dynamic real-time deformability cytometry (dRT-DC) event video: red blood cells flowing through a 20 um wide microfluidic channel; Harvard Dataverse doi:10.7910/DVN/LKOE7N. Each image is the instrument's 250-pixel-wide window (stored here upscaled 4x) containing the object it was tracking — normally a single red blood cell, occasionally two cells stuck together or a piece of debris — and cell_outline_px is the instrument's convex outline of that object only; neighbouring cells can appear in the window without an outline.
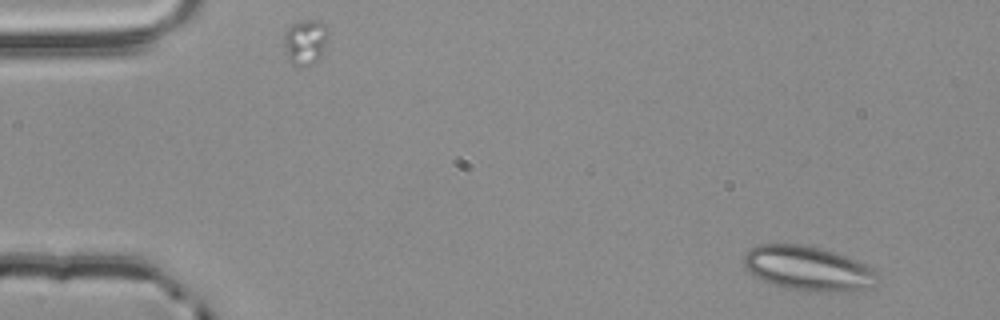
{"species": "common noctule bat (a hibernating species)", "species_latin": "Nyctalus noctula", "temperature_condition": "room temperature", "stored_images_in_passage": 51, "segment_of_instrument_passage": [1, 2], "camera_frame_rate_fps": 3000, "um_per_image_px": 0.085, "animal": {"sex": "male", "body_mass_g": 20.4}, "frame": {"image": 1, "passage_image": 1, "time_ms": 0.0, "image_size_px": [1000, 320], "cell_outline_px": [[880, 276], [876, 284], [852, 292], [820, 292], [788, 288], [772, 284], [756, 276], [744, 264], [744, 252], [760, 244], [800, 244], [820, 248], [836, 252], [856, 260], [880, 272]], "centroid_in_image_um": [68.76, 22.82], "position_along_channel_um": 16.2, "area_um2": 34.68}}